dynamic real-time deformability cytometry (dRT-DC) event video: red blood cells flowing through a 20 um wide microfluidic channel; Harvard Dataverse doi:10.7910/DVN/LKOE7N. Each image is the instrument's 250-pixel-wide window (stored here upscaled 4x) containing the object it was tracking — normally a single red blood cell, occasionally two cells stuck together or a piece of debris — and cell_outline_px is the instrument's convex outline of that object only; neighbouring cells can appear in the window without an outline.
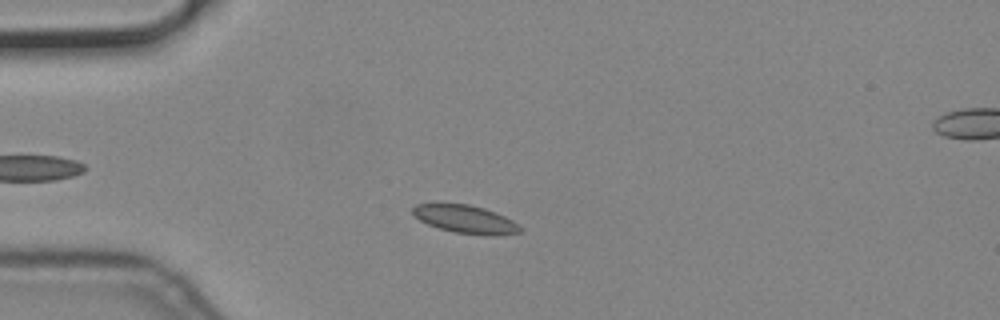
{"species": "common noctule bat (a hibernating species)", "species_latin": "Nyctalus noctula", "temperature_condition": "cold", "stored_images_in_passage": 52, "camera_frame_rate_fps": 3000, "um_per_image_px": 0.085, "animal": {"sex": "male", "body_mass_g": 19.2, "forearm_length_mm": 51.8}, "frame": {"image": 1, "passage_image": 10, "time_ms": 3.0, "image_size_px": [1000, 320], "cell_outline_px": [[520, 232], [496, 236], [488, 236], [452, 232], [428, 224], [420, 220], [412, 212], [412, 208], [416, 204], [468, 204], [484, 208], [496, 212], [512, 220], [520, 228]], "centroid_in_image_um": [39.57, 18.64], "position_along_channel_um": 45.4, "area_um2": 17.4}}
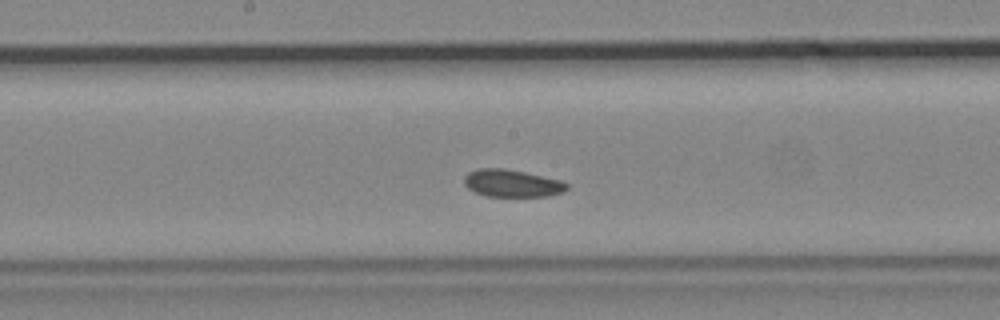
{"frame": {"image": 2, "passage_image": 25, "time_ms": 8.0, "image_size_px": [1000, 320], "cell_outline_px": [[568, 188], [564, 192], [548, 196], [484, 196], [468, 188], [464, 184], [464, 176], [468, 172], [480, 168], [504, 168], [524, 172], [560, 180], [568, 184]], "centroid_in_image_um": [43.51, 15.58], "position_along_channel_um": 204.7, "area_um2": 16.36}}
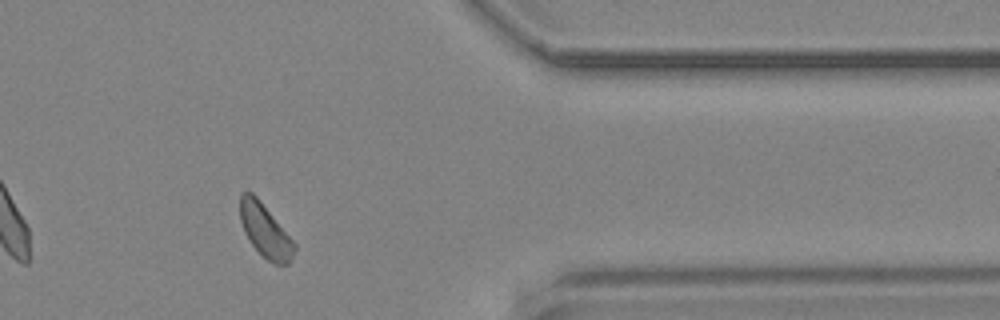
{"frame": {"image": 3, "passage_image": 42, "time_ms": 13.667, "image_size_px": [1000, 320], "cell_outline_px": [[296, 248], [288, 264], [272, 264], [252, 244], [244, 232], [240, 220], [240, 192], [252, 192], [260, 200], [296, 244]], "centroid_in_image_um": [22.53, 19.59], "position_along_channel_um": 388.9, "area_um2": 16.59}}